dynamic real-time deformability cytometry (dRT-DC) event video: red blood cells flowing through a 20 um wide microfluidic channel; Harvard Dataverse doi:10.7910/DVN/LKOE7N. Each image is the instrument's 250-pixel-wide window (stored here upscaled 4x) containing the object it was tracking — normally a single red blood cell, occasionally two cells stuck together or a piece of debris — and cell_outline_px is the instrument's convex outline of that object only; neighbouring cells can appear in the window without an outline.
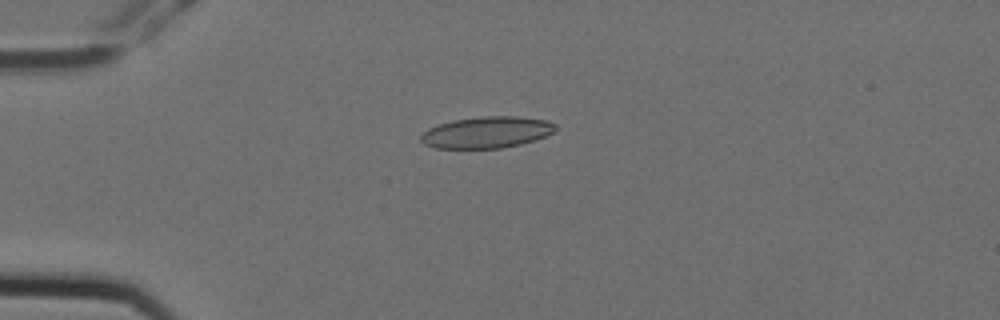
{"species": "Egyptian fruit bat (a non-hibernating species)", "species_latin": "Rousettus aegyptiacus", "temperature_condition": "cold", "stored_images_in_passage": 5, "camera_frame_rate_fps": 3000, "um_per_image_px": 0.085, "animal": {"sex": "female"}, "frame": {"image": 1, "passage_image": 4, "time_ms": 1.0, "image_size_px": [1000, 320], "cell_outline_px": [[556, 128], [552, 132], [536, 140], [520, 144], [500, 148], [436, 148], [424, 144], [420, 140], [420, 136], [428, 128], [452, 120], [480, 116], [516, 116], [548, 120], [556, 124]], "centroid_in_image_um": [41.37, 11.24], "position_along_channel_um": 43.6, "area_um2": 24.68}}